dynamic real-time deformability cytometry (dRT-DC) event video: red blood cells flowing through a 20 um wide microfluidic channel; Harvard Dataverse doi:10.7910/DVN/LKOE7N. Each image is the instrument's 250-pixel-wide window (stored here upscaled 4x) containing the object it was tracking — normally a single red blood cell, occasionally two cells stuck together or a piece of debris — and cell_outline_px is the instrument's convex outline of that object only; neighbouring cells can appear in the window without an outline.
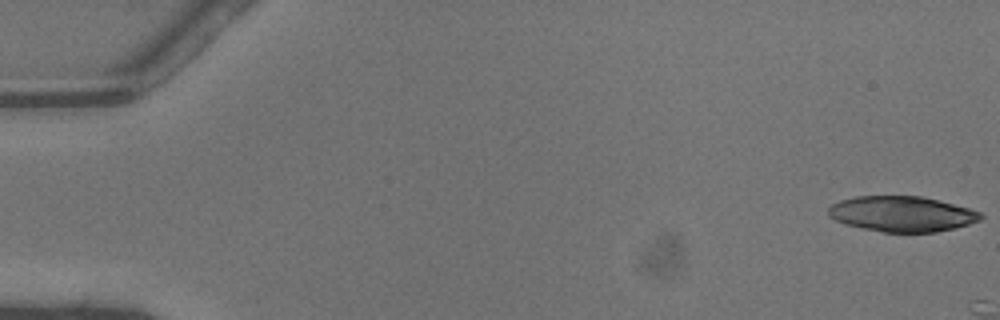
{"species": "common noctule bat (a hibernating species)", "species_latin": "Nyctalus noctula", "temperature_condition": "warm", "stored_images_in_passage": 5, "camera_frame_rate_fps": 3000, "um_per_image_px": 0.085, "animal": {"sex": "male", "body_mass_g": 13.3}, "frame": {"image": 1, "passage_image": 1, "time_ms": 0.0, "image_size_px": [1000, 320], "cell_outline_px": [[984, 216], [980, 220], [956, 228], [936, 232], [880, 232], [860, 228], [844, 224], [828, 216], [828, 208], [832, 204], [840, 200], [856, 196], [920, 196], [968, 208], [980, 212]], "centroid_in_image_um": [76.63, 18.19], "position_along_channel_um": 8.4, "area_um2": 31.44}}